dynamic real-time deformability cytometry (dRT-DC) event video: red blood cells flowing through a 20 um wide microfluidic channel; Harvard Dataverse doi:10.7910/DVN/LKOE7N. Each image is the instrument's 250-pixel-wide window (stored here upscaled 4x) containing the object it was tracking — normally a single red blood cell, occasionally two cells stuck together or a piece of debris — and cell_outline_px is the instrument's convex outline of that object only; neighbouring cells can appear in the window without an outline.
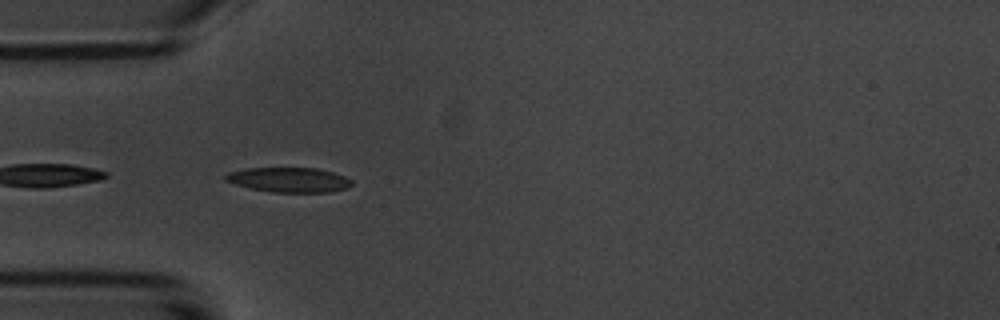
{"species": "common noctule bat (a hibernating species)", "species_latin": "Nyctalus noctula", "temperature_condition": "room temperature", "stored_images_in_passage": 4, "camera_frame_rate_fps": 3000, "um_per_image_px": 0.085, "animal": {"sex": "male", "body_mass_g": 20.1, "forearm_length_mm": 53.5}, "frame": {"image": 1, "passage_image": 1, "time_ms": 0.0, "image_size_px": [1000, 320], "cell_outline_px": [[352, 184], [348, 188], [332, 192], [268, 192], [236, 184], [224, 180], [224, 176], [228, 172], [244, 168], [316, 168], [332, 172], [344, 176], [352, 180]], "centroid_in_image_um": [24.57, 15.28], "position_along_channel_um": 60.4, "area_um2": 18.26}}